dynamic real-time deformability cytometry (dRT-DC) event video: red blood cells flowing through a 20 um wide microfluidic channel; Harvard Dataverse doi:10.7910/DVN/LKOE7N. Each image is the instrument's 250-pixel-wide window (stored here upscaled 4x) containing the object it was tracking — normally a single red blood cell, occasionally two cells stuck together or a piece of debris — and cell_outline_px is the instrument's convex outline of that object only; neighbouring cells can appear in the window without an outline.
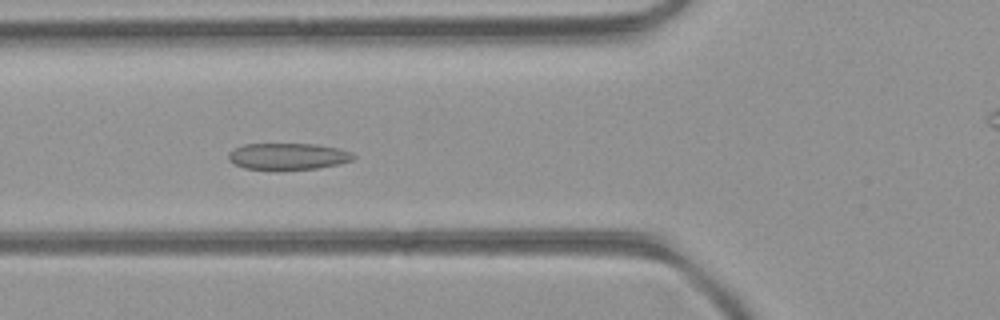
{"species": "common noctule bat (a hibernating species)", "species_latin": "Nyctalus noctula", "temperature_condition": "room temperature", "stored_images_in_passage": 49, "camera_frame_rate_fps": 3000, "um_per_image_px": 0.085, "animal": {"sex": "female", "body_mass_g": 21.9}, "frame": {"image": 1, "passage_image": 17, "time_ms": 5.333, "image_size_px": [1000, 320], "cell_outline_px": [[356, 156], [352, 160], [340, 164], [316, 168], [276, 172], [244, 168], [232, 164], [228, 160], [228, 152], [232, 148], [244, 144], [316, 144], [340, 148], [352, 152]], "centroid_in_image_um": [24.43, 13.32], "position_along_channel_um": 101.4, "area_um2": 20.23}}
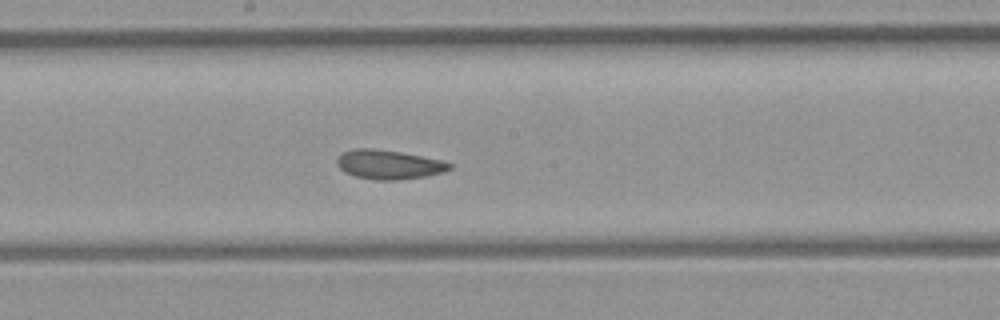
{"frame": {"image": 2, "passage_image": 25, "time_ms": 8.0, "image_size_px": [1000, 320], "cell_outline_px": [[452, 168], [444, 172], [424, 176], [400, 180], [376, 180], [356, 176], [344, 172], [336, 164], [336, 156], [340, 152], [352, 148], [372, 148], [400, 152], [440, 160], [452, 164]], "centroid_in_image_um": [32.98, 13.98], "position_along_channel_um": 215.2, "area_um2": 19.25}}
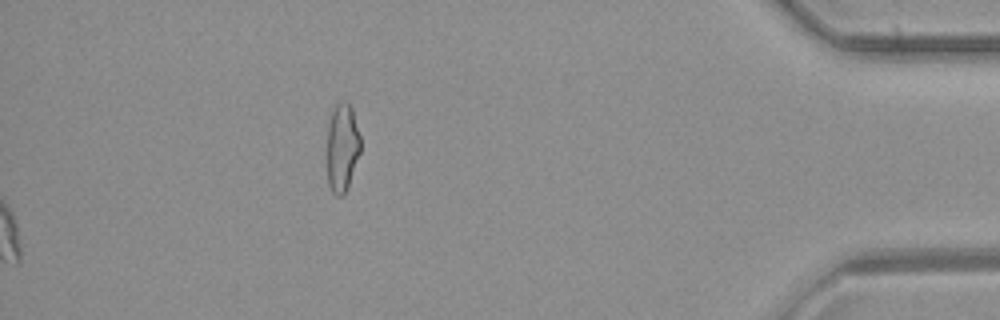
{"frame": {"image": 3, "passage_image": 49, "time_ms": 16.0, "image_size_px": [1000, 320], "cell_outline_px": [[360, 152], [348, 188], [344, 196], [336, 196], [332, 192], [328, 184], [328, 124], [332, 112], [336, 104], [340, 100], [348, 100], [352, 108], [360, 136]], "centroid_in_image_um": [29.1, 12.54], "position_along_channel_um": 406.1, "area_um2": 17.34}, "authors_computed_cell_mechanics": {"area_um2": 20.0566, "velocity_mm_per_s": 4.2449, "shape_relaxation_time_tau1_ms": null, "shape_relaxation_time_tau2_ms": 2.216, "deformation_change_tau1": null, "deformation_change_tau2": 0.0668}}